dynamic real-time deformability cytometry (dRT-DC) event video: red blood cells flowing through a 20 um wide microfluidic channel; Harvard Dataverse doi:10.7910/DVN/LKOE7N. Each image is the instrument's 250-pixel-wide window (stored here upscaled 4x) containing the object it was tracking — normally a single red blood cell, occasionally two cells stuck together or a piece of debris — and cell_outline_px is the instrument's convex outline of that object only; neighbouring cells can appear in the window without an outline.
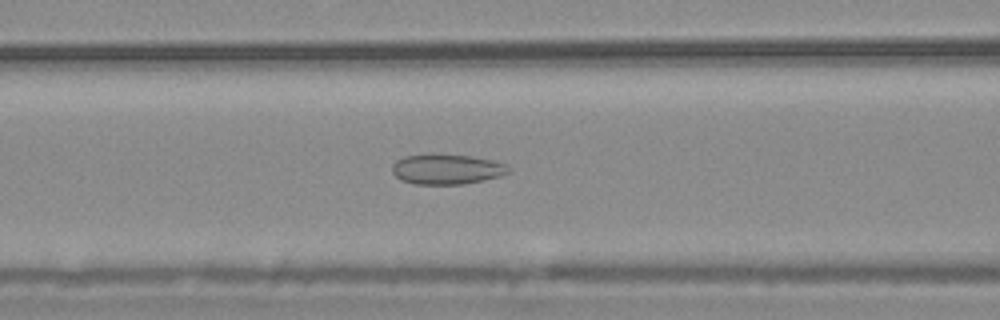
{"species": "common noctule bat (a hibernating species)", "species_latin": "Nyctalus noctula", "temperature_condition": "warm", "stored_images_in_passage": 42, "camera_frame_rate_fps": 3000, "um_per_image_px": 0.085, "animal": {"sex": "male", "body_mass_g": 20.4}, "frame": {"image": 1, "passage_image": 14, "time_ms": 4.333, "image_size_px": [1000, 320], "cell_outline_px": [[512, 172], [500, 176], [484, 180], [464, 184], [412, 184], [400, 180], [392, 172], [392, 164], [396, 160], [404, 156], [472, 156], [492, 160], [508, 164], [512, 168]], "centroid_in_image_um": [38.03, 14.41], "position_along_channel_um": 128.6, "area_um2": 20.23}}
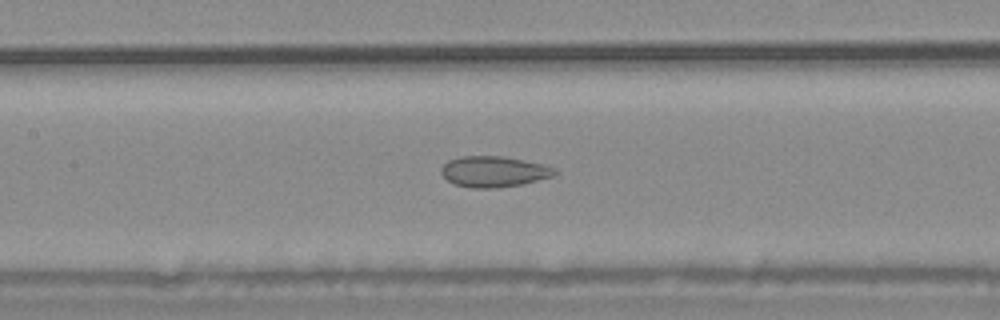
{"frame": {"image": 2, "passage_image": 17, "time_ms": 5.333, "image_size_px": [1000, 320], "cell_outline_px": [[556, 172], [552, 176], [520, 184], [496, 188], [472, 188], [456, 184], [448, 180], [440, 172], [440, 168], [448, 160], [460, 156], [504, 156], [524, 160], [556, 168]], "centroid_in_image_um": [41.93, 14.57], "position_along_channel_um": 165.5, "area_um2": 20.17}}
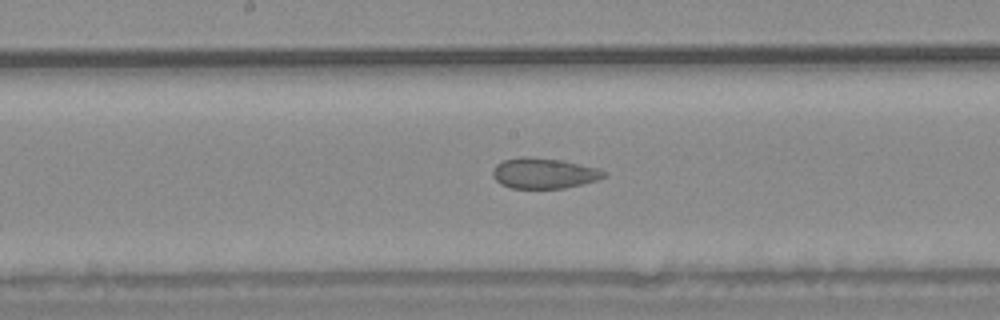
{"frame": {"image": 3, "passage_image": 20, "time_ms": 6.333, "image_size_px": [1000, 320], "cell_outline_px": [[608, 176], [596, 180], [564, 188], [508, 188], [500, 184], [492, 176], [492, 168], [496, 164], [504, 160], [520, 156], [528, 156], [564, 160], [600, 168]], "centroid_in_image_um": [46.21, 14.71], "position_along_channel_um": 202.0, "area_um2": 20.06}}